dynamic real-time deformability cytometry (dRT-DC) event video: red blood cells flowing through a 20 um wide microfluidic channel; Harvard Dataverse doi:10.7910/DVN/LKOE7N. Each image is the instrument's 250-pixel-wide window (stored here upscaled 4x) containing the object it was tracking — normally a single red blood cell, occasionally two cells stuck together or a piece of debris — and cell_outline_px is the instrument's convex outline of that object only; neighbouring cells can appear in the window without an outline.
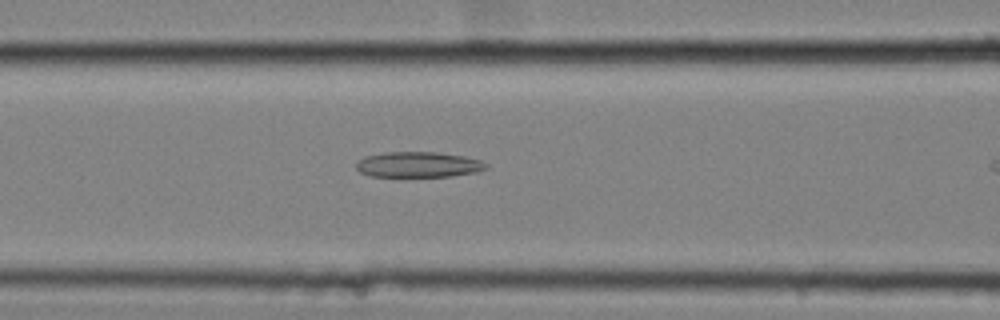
{"species": "common noctule bat (a hibernating species)", "species_latin": "Nyctalus noctula", "temperature_condition": "cold", "stored_images_in_passage": 8, "camera_frame_rate_fps": 3000, "um_per_image_px": 0.085, "animal": {"sex": "female", "body_mass_g": 25.1}, "frame": {"image": 1, "passage_image": 7, "time_ms": 2.0, "image_size_px": [1000, 320], "cell_outline_px": [[488, 168], [476, 172], [452, 176], [372, 176], [360, 172], [356, 168], [356, 164], [364, 156], [384, 152], [436, 152], [464, 156], [480, 160], [488, 164]], "centroid_in_image_um": [35.57, 13.98], "position_along_channel_um": 131.0, "area_um2": 19.25}}